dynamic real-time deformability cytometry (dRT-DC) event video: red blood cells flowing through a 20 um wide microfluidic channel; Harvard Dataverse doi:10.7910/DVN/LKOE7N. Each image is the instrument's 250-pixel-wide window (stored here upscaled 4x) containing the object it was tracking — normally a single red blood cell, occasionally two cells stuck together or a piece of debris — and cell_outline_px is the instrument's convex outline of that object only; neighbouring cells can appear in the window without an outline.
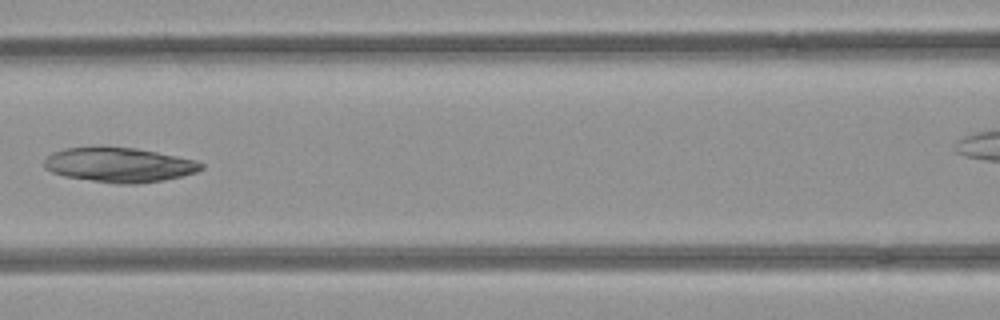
{"species": "common noctule bat (a hibernating species)", "species_latin": "Nyctalus noctula", "temperature_condition": "room temperature", "stored_images_in_passage": 7, "camera_frame_rate_fps": 3000, "um_per_image_px": 0.085, "animal": {"sex": "female", "body_mass_g": 21.9}, "frame": {"image": 1, "passage_image": 5, "time_ms": 1.333, "image_size_px": [1000, 320], "cell_outline_px": [[204, 168], [196, 172], [164, 180], [136, 184], [116, 184], [64, 176], [52, 172], [44, 168], [44, 160], [52, 152], [64, 148], [136, 148], [196, 160], [204, 164]], "centroid_in_image_um": [10.14, 14.03], "position_along_channel_um": 156.5, "area_um2": 31.33}}
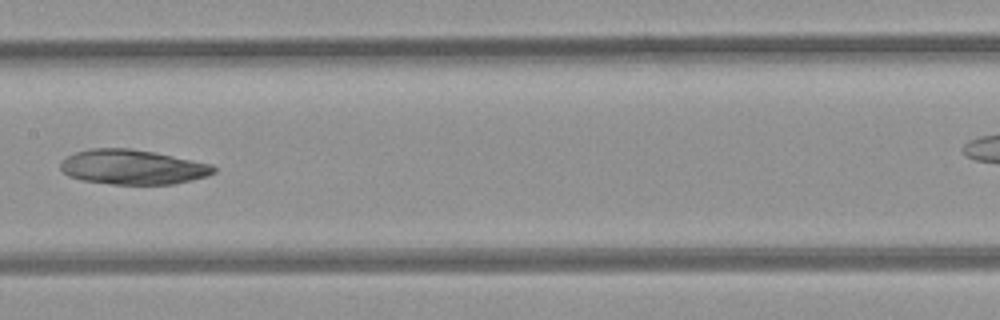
{"frame": {"image": 2, "passage_image": 6, "time_ms": 1.667, "image_size_px": [1000, 320], "cell_outline_px": [[216, 172], [208, 176], [192, 180], [172, 184], [112, 184], [80, 180], [68, 176], [60, 168], [60, 164], [68, 156], [76, 152], [92, 148], [128, 148], [152, 152], [212, 164], [216, 168]], "centroid_in_image_um": [11.28, 14.21], "position_along_channel_um": 196.1, "area_um2": 30.87}}